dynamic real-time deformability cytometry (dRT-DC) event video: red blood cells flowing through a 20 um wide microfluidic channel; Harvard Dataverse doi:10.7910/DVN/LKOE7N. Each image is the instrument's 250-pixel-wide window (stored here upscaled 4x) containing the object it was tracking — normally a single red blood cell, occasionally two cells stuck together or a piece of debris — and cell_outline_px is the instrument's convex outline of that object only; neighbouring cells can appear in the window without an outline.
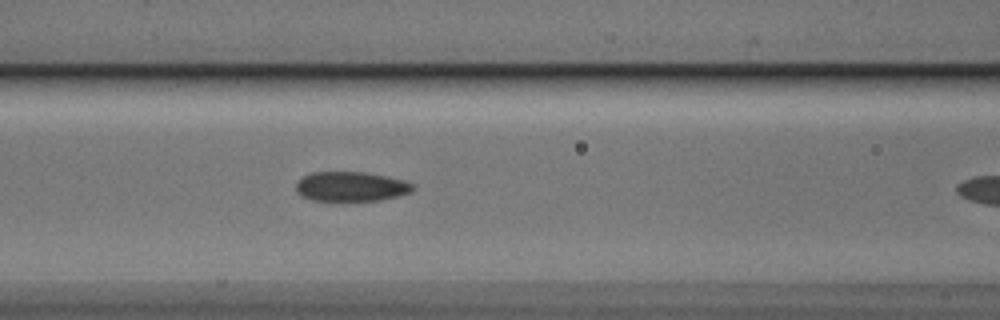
{"species": "Egyptian fruit bat (a non-hibernating species)", "species_latin": "Rousettus aegyptiacus", "temperature_condition": "cold", "stored_images_in_passage": 39, "camera_frame_rate_fps": 3000, "um_per_image_px": 0.085, "animal": {"sex": "male"}, "frame": {"image": 1, "passage_image": 18, "time_ms": 5.667, "image_size_px": [1000, 320], "cell_outline_px": [[412, 192], [400, 196], [380, 200], [312, 200], [300, 196], [296, 192], [296, 184], [304, 176], [312, 172], [364, 172], [404, 180], [412, 184]], "centroid_in_image_um": [29.82, 15.86], "position_along_channel_um": 136.8, "area_um2": 20.0}}
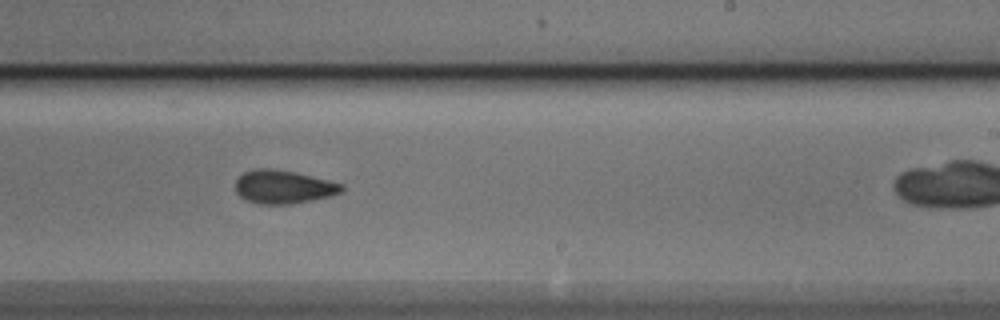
{"frame": {"image": 2, "passage_image": 28, "time_ms": 9.0, "image_size_px": [1000, 320], "cell_outline_px": [[344, 188], [340, 192], [332, 196], [292, 204], [256, 204], [244, 200], [236, 192], [236, 180], [244, 172], [256, 168], [272, 168], [292, 172], [344, 184]], "centroid_in_image_um": [24.06, 15.9], "position_along_channel_um": 264.9, "area_um2": 20.63}}
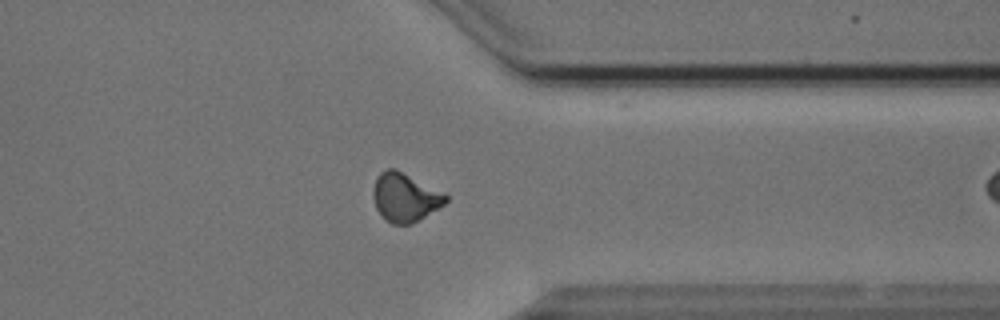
{"frame": {"image": 3, "passage_image": 37, "time_ms": 12.0, "image_size_px": [1000, 320], "cell_outline_px": [[448, 200], [444, 204], [412, 224], [392, 224], [384, 220], [376, 208], [372, 196], [372, 192], [376, 180], [380, 172], [388, 168], [396, 168], [444, 192], [448, 196]], "centroid_in_image_um": [34.42, 16.77], "position_along_channel_um": 377.0, "area_um2": 20.69}}